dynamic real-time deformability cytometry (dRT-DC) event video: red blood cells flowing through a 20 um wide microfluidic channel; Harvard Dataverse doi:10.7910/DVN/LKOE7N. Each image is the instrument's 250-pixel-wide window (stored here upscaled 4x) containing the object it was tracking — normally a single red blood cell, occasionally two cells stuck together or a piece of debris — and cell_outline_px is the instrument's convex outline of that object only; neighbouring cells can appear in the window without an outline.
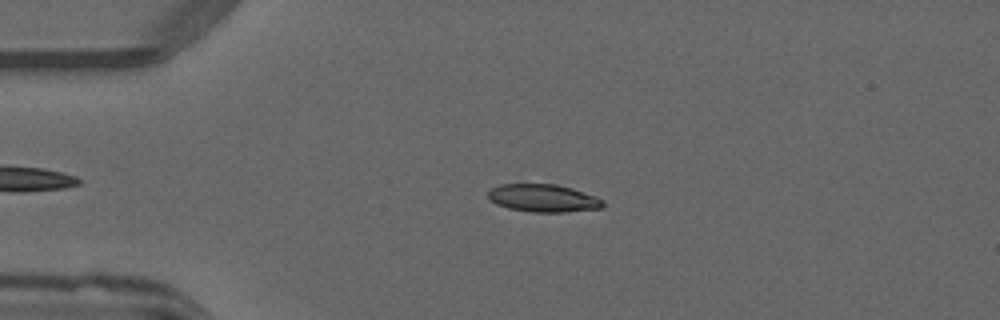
{"species": "common noctule bat (a hibernating species)", "species_latin": "Nyctalus noctula", "temperature_condition": "warm", "stored_images_in_passage": 43, "camera_frame_rate_fps": 3000, "um_per_image_px": 0.085, "animal": {"sex": "male", "forearm_length_mm": 52.5}, "frame": {"image": 1, "passage_image": 12, "time_ms": 3.667, "image_size_px": [1000, 320], "cell_outline_px": [[604, 208], [564, 212], [532, 212], [508, 208], [496, 204], [488, 196], [488, 192], [492, 188], [500, 184], [556, 184], [572, 188], [596, 196], [604, 200]], "centroid_in_image_um": [46.21, 16.84], "position_along_channel_um": 38.8, "area_um2": 18.61}}
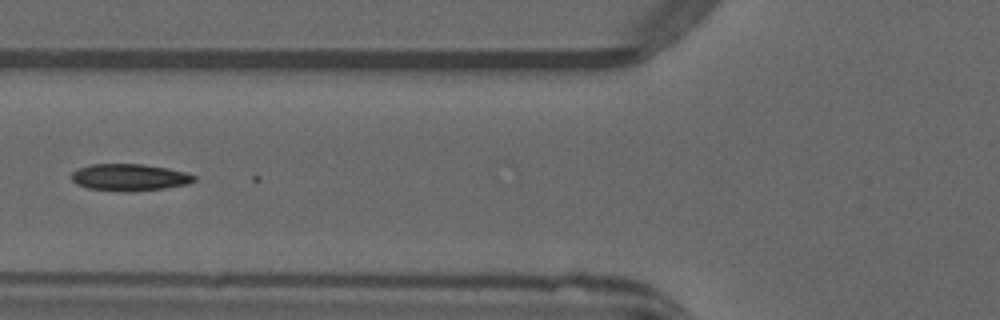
{"frame": {"image": 2, "passage_image": 20, "time_ms": 6.333, "image_size_px": [1000, 320], "cell_outline_px": [[196, 180], [188, 184], [164, 188], [88, 188], [76, 184], [72, 180], [72, 172], [76, 168], [92, 164], [144, 164], [168, 168], [184, 172], [196, 176]], "centroid_in_image_um": [11.01, 15.01], "position_along_channel_um": 114.8, "area_um2": 18.15}}
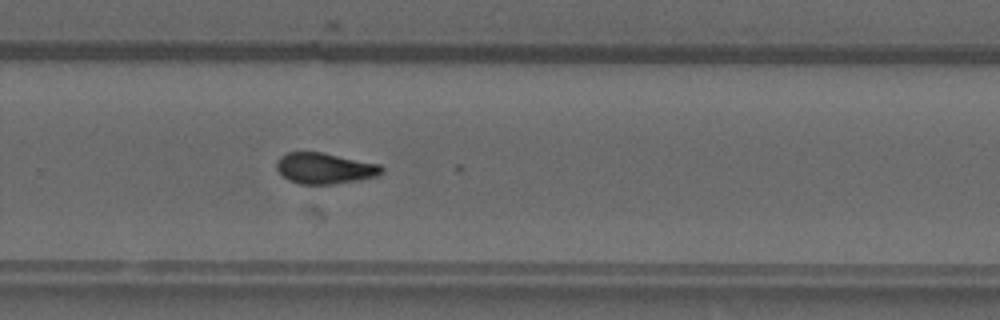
{"frame": {"image": 3, "passage_image": 34, "time_ms": 11.0, "image_size_px": [1000, 320], "cell_outline_px": [[384, 168], [376, 176], [356, 180], [332, 184], [300, 184], [288, 180], [276, 168], [276, 160], [280, 156], [288, 152], [324, 152], [380, 164]], "centroid_in_image_um": [27.57, 14.29], "position_along_channel_um": 302.2, "area_um2": 18.9}}